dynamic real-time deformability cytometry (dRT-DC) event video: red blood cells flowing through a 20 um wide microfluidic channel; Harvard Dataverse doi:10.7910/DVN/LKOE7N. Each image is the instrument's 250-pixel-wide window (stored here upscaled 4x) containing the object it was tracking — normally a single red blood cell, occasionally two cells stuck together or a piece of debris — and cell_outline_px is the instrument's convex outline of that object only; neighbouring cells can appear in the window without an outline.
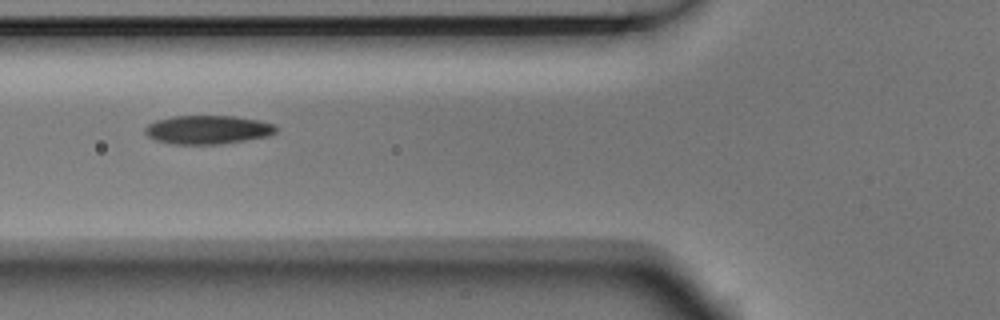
{"species": "Egyptian fruit bat (a non-hibernating species)", "species_latin": "Rousettus aegyptiacus", "temperature_condition": "room temperature", "stored_images_in_passage": 7, "camera_frame_rate_fps": 3000, "um_per_image_px": 0.085, "animal": {"sex": "male"}, "frame": {"image": 1, "passage_image": 2, "time_ms": 0.333, "image_size_px": [1000, 320], "cell_outline_px": [[276, 132], [268, 136], [220, 144], [172, 144], [156, 140], [148, 136], [144, 132], [144, 128], [148, 124], [156, 120], [172, 116], [236, 116], [260, 120], [276, 124]], "centroid_in_image_um": [17.66, 11.02], "position_along_channel_um": 108.1, "area_um2": 21.96}}
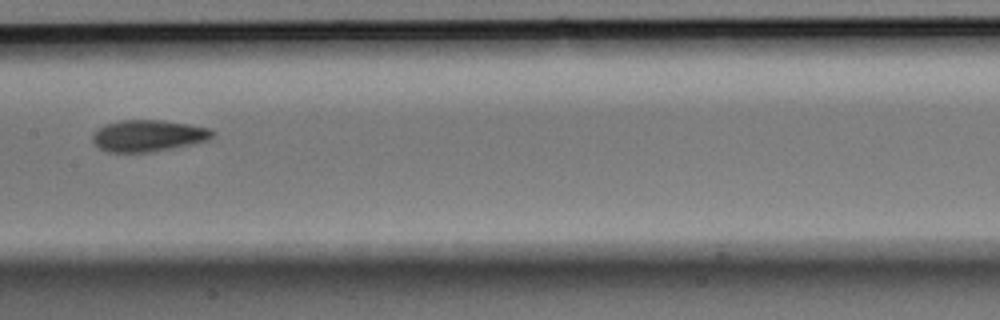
{"frame": {"image": 2, "passage_image": 4, "time_ms": 1.0, "image_size_px": [1000, 320], "cell_outline_px": [[216, 132], [208, 140], [192, 144], [152, 152], [108, 152], [100, 148], [92, 140], [92, 136], [104, 124], [120, 120], [164, 120], [212, 128]], "centroid_in_image_um": [12.63, 11.53], "position_along_channel_um": 194.8, "area_um2": 22.08}}
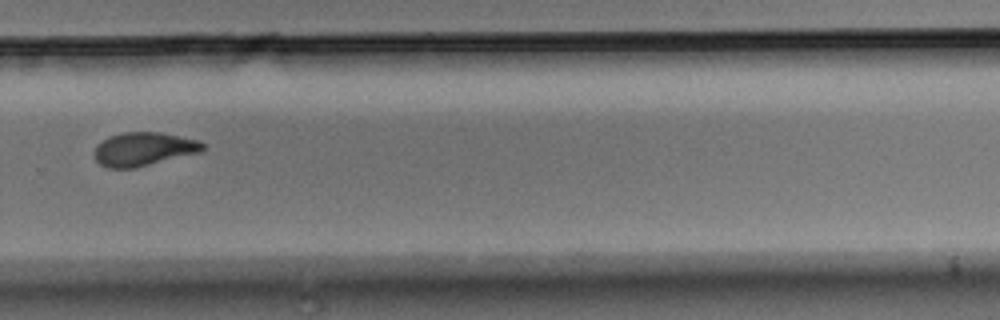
{"frame": {"image": 3, "passage_image": 7, "time_ms": 2.0, "image_size_px": [1000, 320], "cell_outline_px": [[204, 148], [200, 152], [136, 168], [108, 168], [100, 164], [96, 160], [96, 144], [108, 136], [124, 132], [160, 132], [200, 140], [204, 144]], "centroid_in_image_um": [12.21, 12.66], "position_along_channel_um": 317.6, "area_um2": 21.21}}